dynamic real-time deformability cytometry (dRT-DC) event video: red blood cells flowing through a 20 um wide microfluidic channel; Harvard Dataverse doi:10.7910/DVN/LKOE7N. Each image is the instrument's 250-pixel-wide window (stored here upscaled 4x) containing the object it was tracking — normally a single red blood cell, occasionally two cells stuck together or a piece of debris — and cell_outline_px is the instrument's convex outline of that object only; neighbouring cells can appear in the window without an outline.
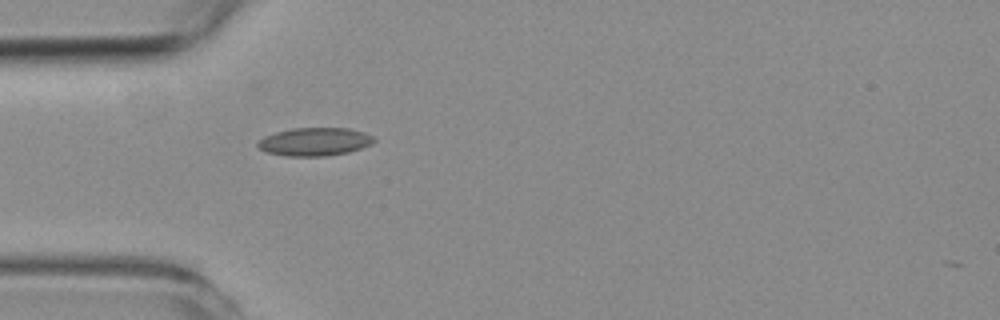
{"species": "common noctule bat (a hibernating species)", "species_latin": "Nyctalus noctula", "temperature_condition": "room temperature", "stored_images_in_passage": 2, "camera_frame_rate_fps": 3000, "um_per_image_px": 0.085, "animal": {"sex": "female", "body_mass_g": 19.3, "forearm_length_mm": 54.1}, "frame": {"image": 1, "passage_image": 1, "time_ms": 0.0, "image_size_px": [1000, 320], "cell_outline_px": [[376, 140], [372, 144], [348, 152], [324, 156], [288, 156], [268, 152], [260, 148], [256, 144], [264, 136], [276, 132], [292, 128], [348, 128], [364, 132], [376, 136]], "centroid_in_image_um": [26.79, 12.03], "position_along_channel_um": 58.2, "area_um2": 19.02}}